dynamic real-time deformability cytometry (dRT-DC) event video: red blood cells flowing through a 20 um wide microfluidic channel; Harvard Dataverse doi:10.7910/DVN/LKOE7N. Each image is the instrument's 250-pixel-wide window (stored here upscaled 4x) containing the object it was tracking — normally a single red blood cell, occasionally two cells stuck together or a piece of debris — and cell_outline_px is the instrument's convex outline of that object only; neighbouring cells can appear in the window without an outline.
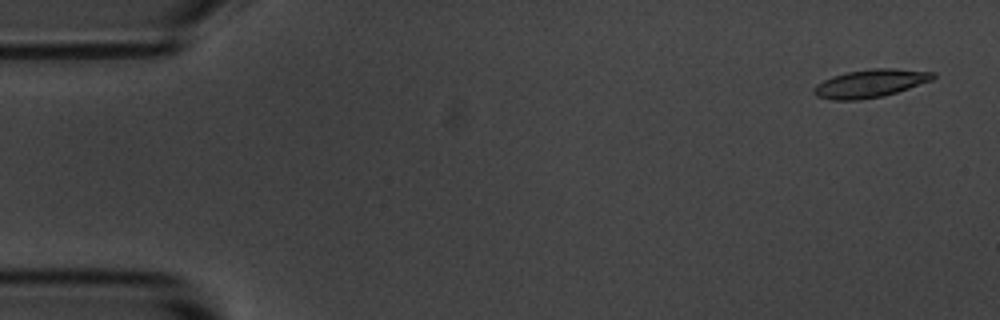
{"species": "common noctule bat (a hibernating species)", "species_latin": "Nyctalus noctula", "temperature_condition": "room temperature", "stored_images_in_passage": 5, "camera_frame_rate_fps": 3000, "um_per_image_px": 0.085, "animal": {"sex": "male", "body_mass_g": 20.1, "forearm_length_mm": 53.5}, "frame": {"image": 1, "passage_image": 5, "time_ms": 4.333, "image_size_px": [1000, 320], "cell_outline_px": [[936, 76], [932, 80], [884, 96], [860, 100], [832, 100], [816, 96], [812, 92], [816, 84], [832, 76], [848, 72], [872, 68], [892, 68], [936, 72]], "centroid_in_image_um": [73.97, 7.09], "position_along_channel_um": 11.0, "area_um2": 19.48}}